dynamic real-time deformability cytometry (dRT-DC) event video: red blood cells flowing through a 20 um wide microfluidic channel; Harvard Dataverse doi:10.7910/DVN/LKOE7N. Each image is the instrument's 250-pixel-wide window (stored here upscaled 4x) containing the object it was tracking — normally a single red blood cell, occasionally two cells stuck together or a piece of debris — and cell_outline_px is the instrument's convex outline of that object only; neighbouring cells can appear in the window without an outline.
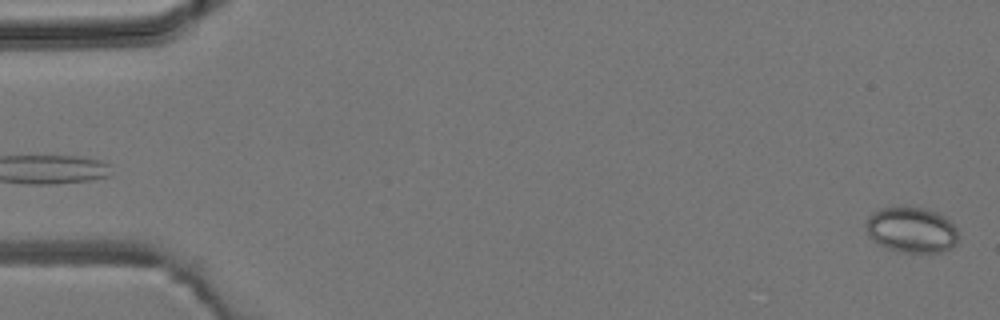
{"species": "common noctule bat (a hibernating species)", "species_latin": "Nyctalus noctula", "temperature_condition": "room temperature", "stored_images_in_passage": 4, "camera_frame_rate_fps": 3000, "um_per_image_px": 0.085, "animal": {"sex": "male", "body_mass_g": 19.2, "forearm_length_mm": 51.8}, "frame": {"image": 1, "passage_image": 4, "time_ms": 3.333, "image_size_px": [1000, 320], "cell_outline_px": [[960, 240], [952, 248], [940, 252], [904, 252], [888, 248], [872, 240], [868, 236], [864, 224], [868, 216], [872, 212], [880, 208], [924, 208], [936, 212], [944, 216], [956, 228], [960, 236]], "centroid_in_image_um": [77.48, 19.55], "position_along_channel_um": 7.5, "area_um2": 24.62}}